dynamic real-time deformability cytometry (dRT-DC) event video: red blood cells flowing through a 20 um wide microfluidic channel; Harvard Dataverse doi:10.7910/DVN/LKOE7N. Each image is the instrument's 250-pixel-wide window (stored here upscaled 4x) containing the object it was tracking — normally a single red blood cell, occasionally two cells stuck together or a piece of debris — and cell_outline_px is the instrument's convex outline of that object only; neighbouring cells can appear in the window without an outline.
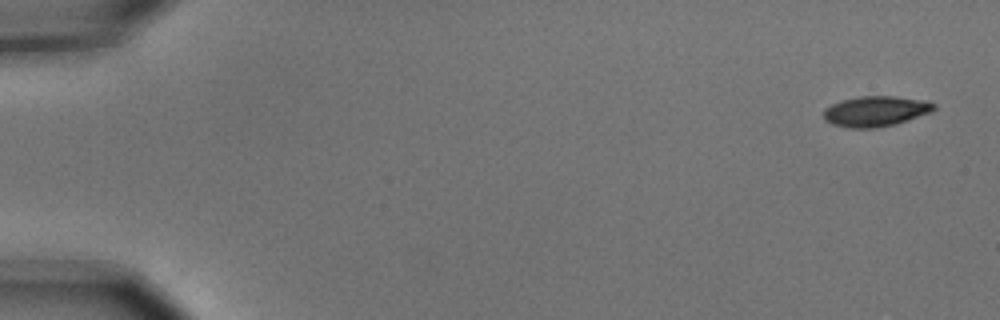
{"species": "common noctule bat (a hibernating species)", "species_latin": "Nyctalus noctula", "temperature_condition": "cold", "stored_images_in_passage": 3, "camera_frame_rate_fps": 3000, "um_per_image_px": 0.085, "animal": {"sex": "male", "body_mass_g": 15.6}, "frame": {"image": 1, "passage_image": 1, "time_ms": 0.0, "image_size_px": [1000, 320], "cell_outline_px": [[936, 108], [932, 112], [908, 120], [876, 128], [848, 128], [832, 124], [824, 120], [824, 108], [832, 104], [844, 100], [860, 96], [896, 96], [924, 100], [936, 104]], "centroid_in_image_um": [74.44, 9.45], "position_along_channel_um": 10.6, "area_um2": 19.54}}